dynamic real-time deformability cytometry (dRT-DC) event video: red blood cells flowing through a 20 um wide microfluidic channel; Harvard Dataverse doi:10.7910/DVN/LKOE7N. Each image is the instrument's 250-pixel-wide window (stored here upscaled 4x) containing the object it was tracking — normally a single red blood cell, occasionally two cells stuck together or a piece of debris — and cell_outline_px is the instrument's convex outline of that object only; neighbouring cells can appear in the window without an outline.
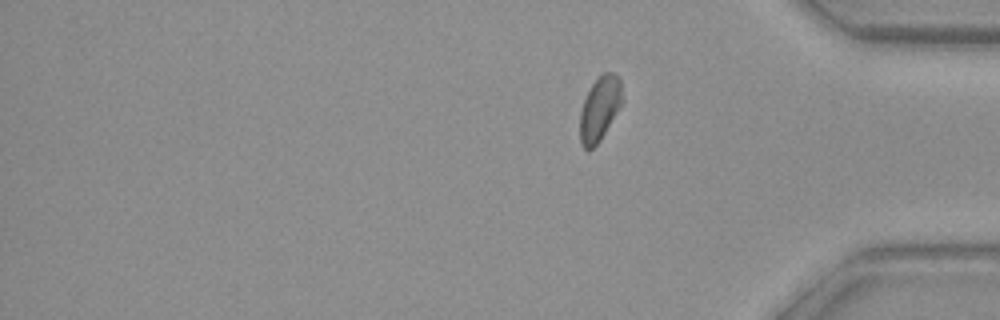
{"species": "common noctule bat (a hibernating species)", "species_latin": "Nyctalus noctula", "temperature_condition": "warm", "stored_images_in_passage": 45, "segment_of_instrument_passage": [2, 2], "camera_frame_rate_fps": 3000, "um_per_image_px": 0.085, "animal": {"sex": "female", "body_mass_g": 29.2, "forearm_length_mm": 56.3}, "frame": {"image": 1, "passage_image": 45, "time_ms": 14.667, "image_size_px": [1000, 320], "cell_outline_px": [[624, 104], [600, 140], [592, 148], [584, 148], [580, 144], [580, 112], [584, 100], [592, 84], [604, 72], [612, 72], [620, 80], [624, 100]], "centroid_in_image_um": [51.01, 9.24], "position_along_channel_um": 384.2, "area_um2": 15.95}}